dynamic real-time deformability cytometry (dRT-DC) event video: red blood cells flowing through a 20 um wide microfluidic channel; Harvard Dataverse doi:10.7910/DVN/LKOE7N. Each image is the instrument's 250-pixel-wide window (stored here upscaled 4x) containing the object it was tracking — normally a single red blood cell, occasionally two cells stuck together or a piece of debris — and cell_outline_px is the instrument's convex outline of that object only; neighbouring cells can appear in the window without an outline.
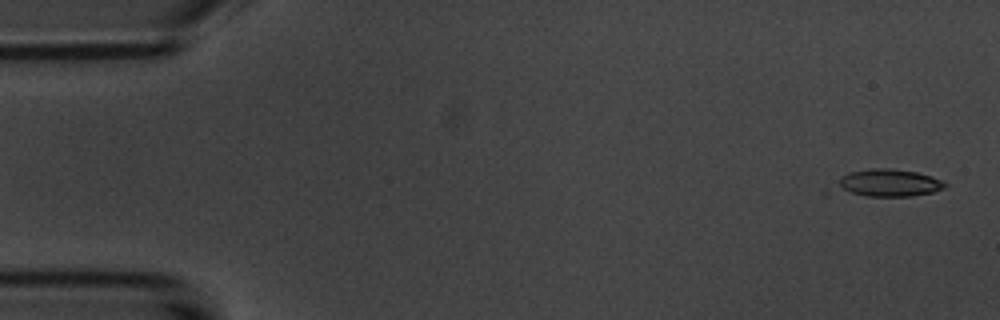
{"species": "common noctule bat (a hibernating species)", "species_latin": "Nyctalus noctula", "temperature_condition": "room temperature", "stored_images_in_passage": 5, "camera_frame_rate_fps": 3000, "um_per_image_px": 0.085, "animal": {"sex": "male", "body_mass_g": 20.1, "forearm_length_mm": 53.5}, "frame": {"image": 1, "passage_image": 1, "time_ms": 0.0, "image_size_px": [1000, 320], "cell_outline_px": [[948, 184], [944, 188], [932, 192], [912, 196], [868, 196], [824, 192], [840, 176], [848, 172], [872, 168], [888, 168], [916, 172], [932, 176], [944, 180]], "centroid_in_image_um": [75.29, 15.57], "position_along_channel_um": 9.7, "area_um2": 18.44}}